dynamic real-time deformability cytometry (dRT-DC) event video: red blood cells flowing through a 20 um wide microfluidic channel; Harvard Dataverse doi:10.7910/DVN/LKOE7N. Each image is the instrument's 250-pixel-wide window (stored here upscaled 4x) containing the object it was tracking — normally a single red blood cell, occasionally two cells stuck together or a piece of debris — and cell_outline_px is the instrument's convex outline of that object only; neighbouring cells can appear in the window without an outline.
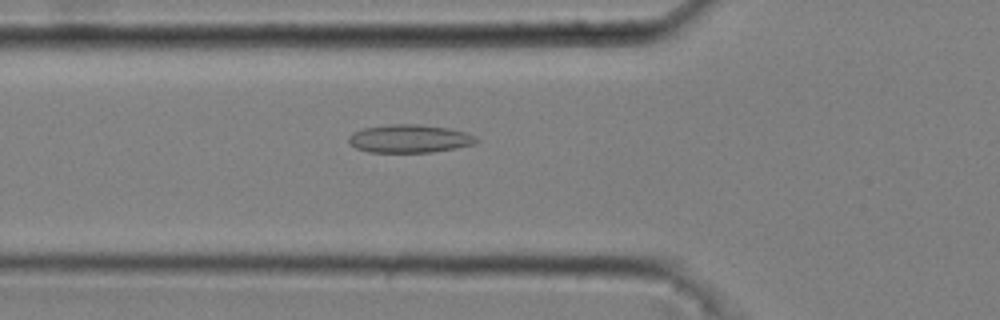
{"species": "common noctule bat (a hibernating species)", "species_latin": "Nyctalus noctula", "temperature_condition": "cold", "stored_images_in_passage": 48, "camera_frame_rate_fps": 3000, "um_per_image_px": 0.085, "animal": {"sex": "male", "body_mass_g": 20.4}, "frame": {"image": 1, "passage_image": 19, "time_ms": 6.0, "image_size_px": [1000, 320], "cell_outline_px": [[480, 140], [476, 144], [456, 148], [432, 152], [368, 152], [356, 148], [348, 144], [348, 136], [352, 132], [364, 128], [388, 124], [420, 124], [448, 128], [468, 132], [476, 136]], "centroid_in_image_um": [34.82, 11.78], "position_along_channel_um": 91.0, "area_um2": 21.27}}
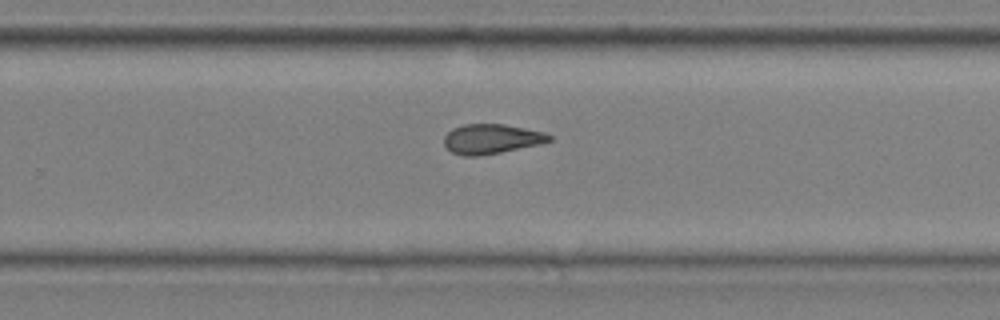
{"frame": {"image": 2, "passage_image": 35, "time_ms": 11.333, "image_size_px": [1000, 320], "cell_outline_px": [[552, 140], [540, 144], [480, 156], [464, 156], [452, 152], [444, 144], [444, 136], [452, 128], [464, 124], [504, 124], [544, 132], [552, 136]], "centroid_in_image_um": [41.76, 11.8], "position_along_channel_um": 288.0, "area_um2": 18.15}}
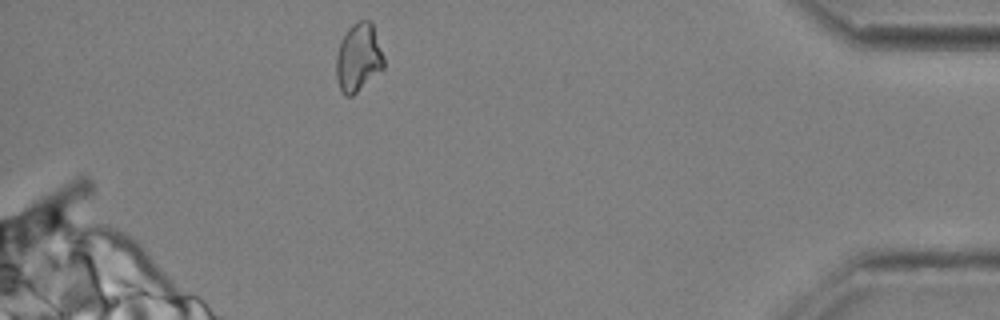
{"frame": {"image": 3, "passage_image": 48, "time_ms": 15.667, "image_size_px": [1000, 320], "cell_outline_px": [[384, 68], [352, 96], [344, 96], [340, 88], [336, 76], [336, 56], [340, 40], [348, 28], [352, 24], [360, 20], [368, 20], [372, 24], [384, 56]], "centroid_in_image_um": [30.45, 4.89], "position_along_channel_um": 404.7, "area_um2": 18.9}, "authors_computed_cell_mechanics": {"area_um2": 18.8717, "velocity_mm_per_s": 3.6956, "shape_relaxation_time_tau1_ms": null, "shape_relaxation_time_tau2_ms": 3.569, "deformation_change_tau1": null, "deformation_change_tau2": 0.1028}}